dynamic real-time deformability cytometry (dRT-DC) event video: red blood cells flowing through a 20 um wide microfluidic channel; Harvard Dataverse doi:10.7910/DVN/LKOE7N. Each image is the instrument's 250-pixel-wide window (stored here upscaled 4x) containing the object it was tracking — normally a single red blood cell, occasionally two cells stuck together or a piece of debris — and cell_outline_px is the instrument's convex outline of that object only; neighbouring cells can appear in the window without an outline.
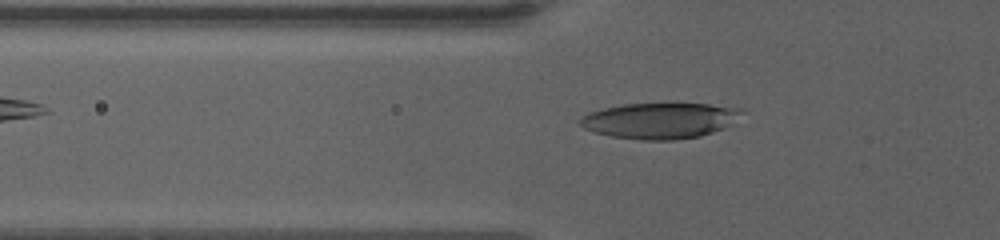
{"species": "human", "species_latin": "Homo sapiens", "temperature_condition": "warm", "stored_images_in_passage": 53, "camera_frame_rate_fps": 3000, "um_per_image_px": 0.085, "donor": {"sex": "female"}, "frame": {"image": 1, "passage_image": 3, "time_ms": 0.333, "image_size_px": [1000, 240], "cell_outline_px": [[744, 112], [732, 124], [724, 128], [700, 136], [676, 140], [640, 140], [612, 136], [596, 132], [584, 128], [580, 124], [580, 116], [588, 112], [604, 108], [624, 104], [708, 104], [736, 108]], "centroid_in_image_um": [56.08, 10.26], "position_along_channel_um": 69.7, "area_um2": 33.52}}
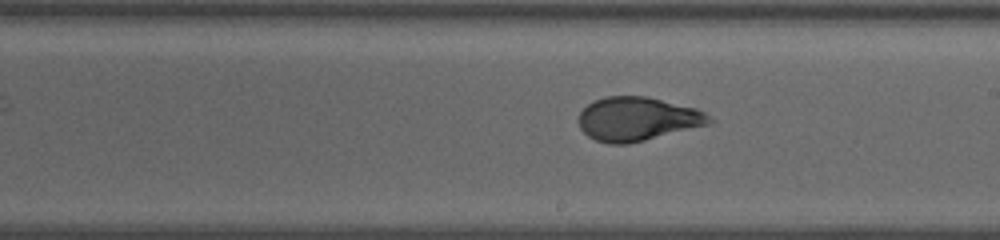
{"frame": {"image": 2, "passage_image": 24, "time_ms": 5.333, "image_size_px": [1000, 240], "cell_outline_px": [[716, 120], [712, 124], [628, 144], [608, 144], [596, 140], [588, 136], [580, 128], [580, 112], [592, 100], [604, 96], [644, 96], [696, 108], [704, 112]], "centroid_in_image_um": [54.21, 10.11], "position_along_channel_um": 234.8, "area_um2": 33.41}}
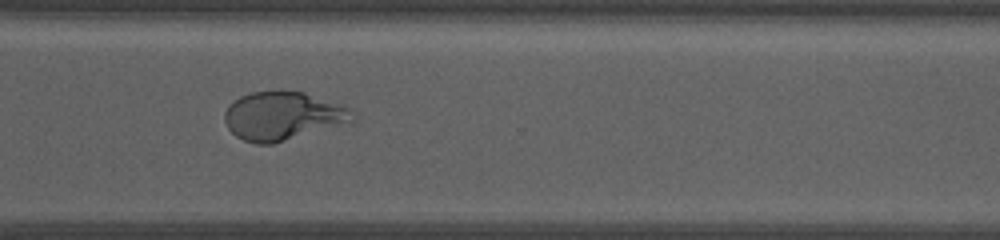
{"frame": {"image": 3, "passage_image": 34, "time_ms": 8.667, "image_size_px": [1000, 240], "cell_outline_px": [[356, 120], [352, 124], [272, 144], [256, 144], [244, 140], [236, 136], [228, 128], [224, 120], [224, 112], [228, 104], [240, 96], [252, 92], [304, 92], [348, 108]], "centroid_in_image_um": [24.05, 9.9], "position_along_channel_um": 346.5, "area_um2": 36.24}, "authors_computed_cell_mechanics": {"area_um2": 33.9864, "velocity_mm_per_s": 3.3631, "shape_relaxation_time_tau1_ms": 4.5149, "shape_relaxation_time_tau2_ms": 0.8793, "deformation_change_tau1": 0.175, "deformation_change_tau2": 0.0639}}